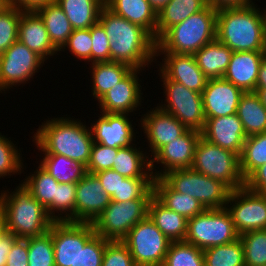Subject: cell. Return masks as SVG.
<instances>
[{"instance_id": "6da1fadb", "label": "cell", "mask_w": 266, "mask_h": 266, "mask_svg": "<svg viewBox=\"0 0 266 266\" xmlns=\"http://www.w3.org/2000/svg\"><path fill=\"white\" fill-rule=\"evenodd\" d=\"M98 22L104 27L110 41V61L144 71L145 67L157 60L156 41L141 26L115 14L105 5L99 13Z\"/></svg>"}, {"instance_id": "7a4b0ae2", "label": "cell", "mask_w": 266, "mask_h": 266, "mask_svg": "<svg viewBox=\"0 0 266 266\" xmlns=\"http://www.w3.org/2000/svg\"><path fill=\"white\" fill-rule=\"evenodd\" d=\"M252 3L217 9L216 39L232 51L266 52V10Z\"/></svg>"}, {"instance_id": "3957f363", "label": "cell", "mask_w": 266, "mask_h": 266, "mask_svg": "<svg viewBox=\"0 0 266 266\" xmlns=\"http://www.w3.org/2000/svg\"><path fill=\"white\" fill-rule=\"evenodd\" d=\"M33 137L37 150L44 155H63L86 166L89 162L94 141L90 127L81 120L68 116L48 118Z\"/></svg>"}, {"instance_id": "277c9868", "label": "cell", "mask_w": 266, "mask_h": 266, "mask_svg": "<svg viewBox=\"0 0 266 266\" xmlns=\"http://www.w3.org/2000/svg\"><path fill=\"white\" fill-rule=\"evenodd\" d=\"M2 191L0 206L5 213L7 233L26 239L44 235L50 230L54 220L22 183L13 192Z\"/></svg>"}, {"instance_id": "5b68a950", "label": "cell", "mask_w": 266, "mask_h": 266, "mask_svg": "<svg viewBox=\"0 0 266 266\" xmlns=\"http://www.w3.org/2000/svg\"><path fill=\"white\" fill-rule=\"evenodd\" d=\"M217 9L203 10L170 27L157 41L156 53L195 54L216 39Z\"/></svg>"}, {"instance_id": "8992f818", "label": "cell", "mask_w": 266, "mask_h": 266, "mask_svg": "<svg viewBox=\"0 0 266 266\" xmlns=\"http://www.w3.org/2000/svg\"><path fill=\"white\" fill-rule=\"evenodd\" d=\"M196 172L221 181L231 191L245 186L240 172V158L236 153L213 144L202 136L195 147L191 167Z\"/></svg>"}, {"instance_id": "52a82bcc", "label": "cell", "mask_w": 266, "mask_h": 266, "mask_svg": "<svg viewBox=\"0 0 266 266\" xmlns=\"http://www.w3.org/2000/svg\"><path fill=\"white\" fill-rule=\"evenodd\" d=\"M162 178L175 191L198 200L205 209L224 208L231 192L221 181L196 172L192 168L171 170Z\"/></svg>"}, {"instance_id": "ba28073f", "label": "cell", "mask_w": 266, "mask_h": 266, "mask_svg": "<svg viewBox=\"0 0 266 266\" xmlns=\"http://www.w3.org/2000/svg\"><path fill=\"white\" fill-rule=\"evenodd\" d=\"M239 238L227 209H205L188 219L185 242L201 250L234 242Z\"/></svg>"}, {"instance_id": "9c48e42d", "label": "cell", "mask_w": 266, "mask_h": 266, "mask_svg": "<svg viewBox=\"0 0 266 266\" xmlns=\"http://www.w3.org/2000/svg\"><path fill=\"white\" fill-rule=\"evenodd\" d=\"M151 198L112 201L92 223L95 233L109 241H122L131 228L148 216Z\"/></svg>"}, {"instance_id": "30bf717a", "label": "cell", "mask_w": 266, "mask_h": 266, "mask_svg": "<svg viewBox=\"0 0 266 266\" xmlns=\"http://www.w3.org/2000/svg\"><path fill=\"white\" fill-rule=\"evenodd\" d=\"M164 87L165 103L157 104L160 109L172 114L187 129L202 132L205 126L202 94L186 88L183 84L168 80L160 71ZM164 103V104H162Z\"/></svg>"}, {"instance_id": "8fae6325", "label": "cell", "mask_w": 266, "mask_h": 266, "mask_svg": "<svg viewBox=\"0 0 266 266\" xmlns=\"http://www.w3.org/2000/svg\"><path fill=\"white\" fill-rule=\"evenodd\" d=\"M136 266H162L171 241L147 216L122 240Z\"/></svg>"}, {"instance_id": "7c38bea8", "label": "cell", "mask_w": 266, "mask_h": 266, "mask_svg": "<svg viewBox=\"0 0 266 266\" xmlns=\"http://www.w3.org/2000/svg\"><path fill=\"white\" fill-rule=\"evenodd\" d=\"M225 208L239 236L246 232L266 229V195L264 193L255 192L243 186L230 192Z\"/></svg>"}, {"instance_id": "4fadbf2b", "label": "cell", "mask_w": 266, "mask_h": 266, "mask_svg": "<svg viewBox=\"0 0 266 266\" xmlns=\"http://www.w3.org/2000/svg\"><path fill=\"white\" fill-rule=\"evenodd\" d=\"M44 60L19 40L0 54V93L25 85L43 67ZM27 81V82H26ZM11 87V88H10Z\"/></svg>"}, {"instance_id": "5bb4252c", "label": "cell", "mask_w": 266, "mask_h": 266, "mask_svg": "<svg viewBox=\"0 0 266 266\" xmlns=\"http://www.w3.org/2000/svg\"><path fill=\"white\" fill-rule=\"evenodd\" d=\"M92 223L54 221L52 242L55 266H75L80 248L95 235Z\"/></svg>"}, {"instance_id": "9a60e30c", "label": "cell", "mask_w": 266, "mask_h": 266, "mask_svg": "<svg viewBox=\"0 0 266 266\" xmlns=\"http://www.w3.org/2000/svg\"><path fill=\"white\" fill-rule=\"evenodd\" d=\"M200 137V132L188 129L183 135L163 146L151 159L153 177H162L168 171L175 169L191 168L195 147ZM156 163L163 165L160 172L155 169Z\"/></svg>"}, {"instance_id": "2e32d148", "label": "cell", "mask_w": 266, "mask_h": 266, "mask_svg": "<svg viewBox=\"0 0 266 266\" xmlns=\"http://www.w3.org/2000/svg\"><path fill=\"white\" fill-rule=\"evenodd\" d=\"M155 108V109H154ZM140 120L143 134L149 143L150 159L166 144L183 135L188 129L172 114L154 107Z\"/></svg>"}, {"instance_id": "e0dca14e", "label": "cell", "mask_w": 266, "mask_h": 266, "mask_svg": "<svg viewBox=\"0 0 266 266\" xmlns=\"http://www.w3.org/2000/svg\"><path fill=\"white\" fill-rule=\"evenodd\" d=\"M127 113L100 112L99 118L90 123V129L95 143L107 147L122 148L134 144L136 138L133 120Z\"/></svg>"}, {"instance_id": "ac0fdd59", "label": "cell", "mask_w": 266, "mask_h": 266, "mask_svg": "<svg viewBox=\"0 0 266 266\" xmlns=\"http://www.w3.org/2000/svg\"><path fill=\"white\" fill-rule=\"evenodd\" d=\"M140 71L142 72L141 69H133L120 83L98 100L100 112L129 114L134 113L139 106H142L144 97L141 93Z\"/></svg>"}, {"instance_id": "d6986e66", "label": "cell", "mask_w": 266, "mask_h": 266, "mask_svg": "<svg viewBox=\"0 0 266 266\" xmlns=\"http://www.w3.org/2000/svg\"><path fill=\"white\" fill-rule=\"evenodd\" d=\"M110 202L97 176L87 173L76 183L75 222L93 223Z\"/></svg>"}, {"instance_id": "ffe728a7", "label": "cell", "mask_w": 266, "mask_h": 266, "mask_svg": "<svg viewBox=\"0 0 266 266\" xmlns=\"http://www.w3.org/2000/svg\"><path fill=\"white\" fill-rule=\"evenodd\" d=\"M163 55L160 71L168 80L183 84L186 88L202 94L208 78L197 65L193 54L156 53Z\"/></svg>"}, {"instance_id": "44dd1931", "label": "cell", "mask_w": 266, "mask_h": 266, "mask_svg": "<svg viewBox=\"0 0 266 266\" xmlns=\"http://www.w3.org/2000/svg\"><path fill=\"white\" fill-rule=\"evenodd\" d=\"M244 92L223 78L208 79L202 91L205 118H216L237 113Z\"/></svg>"}, {"instance_id": "7402d4cb", "label": "cell", "mask_w": 266, "mask_h": 266, "mask_svg": "<svg viewBox=\"0 0 266 266\" xmlns=\"http://www.w3.org/2000/svg\"><path fill=\"white\" fill-rule=\"evenodd\" d=\"M201 136L223 149L236 153L239 157L247 138L243 124L237 114L206 118Z\"/></svg>"}, {"instance_id": "603a6c76", "label": "cell", "mask_w": 266, "mask_h": 266, "mask_svg": "<svg viewBox=\"0 0 266 266\" xmlns=\"http://www.w3.org/2000/svg\"><path fill=\"white\" fill-rule=\"evenodd\" d=\"M266 52L233 51L223 79L243 92H255L260 64Z\"/></svg>"}, {"instance_id": "cb8c5ba5", "label": "cell", "mask_w": 266, "mask_h": 266, "mask_svg": "<svg viewBox=\"0 0 266 266\" xmlns=\"http://www.w3.org/2000/svg\"><path fill=\"white\" fill-rule=\"evenodd\" d=\"M18 40L44 61L59 52L53 46L42 19L34 10H24L21 13Z\"/></svg>"}, {"instance_id": "d4e9b609", "label": "cell", "mask_w": 266, "mask_h": 266, "mask_svg": "<svg viewBox=\"0 0 266 266\" xmlns=\"http://www.w3.org/2000/svg\"><path fill=\"white\" fill-rule=\"evenodd\" d=\"M115 14L145 29L156 41L157 12L148 0H104Z\"/></svg>"}, {"instance_id": "484cf974", "label": "cell", "mask_w": 266, "mask_h": 266, "mask_svg": "<svg viewBox=\"0 0 266 266\" xmlns=\"http://www.w3.org/2000/svg\"><path fill=\"white\" fill-rule=\"evenodd\" d=\"M148 217L171 242L185 240L188 220L168 209L154 195L149 201Z\"/></svg>"}, {"instance_id": "4316f807", "label": "cell", "mask_w": 266, "mask_h": 266, "mask_svg": "<svg viewBox=\"0 0 266 266\" xmlns=\"http://www.w3.org/2000/svg\"><path fill=\"white\" fill-rule=\"evenodd\" d=\"M154 196L168 209L187 220L202 213L205 207L195 198L175 191L162 177L154 178Z\"/></svg>"}, {"instance_id": "83f0119b", "label": "cell", "mask_w": 266, "mask_h": 266, "mask_svg": "<svg viewBox=\"0 0 266 266\" xmlns=\"http://www.w3.org/2000/svg\"><path fill=\"white\" fill-rule=\"evenodd\" d=\"M136 146L137 144L134 143L119 148L112 169L128 178H154L151 171V159L148 158L150 153Z\"/></svg>"}, {"instance_id": "f1b7e54d", "label": "cell", "mask_w": 266, "mask_h": 266, "mask_svg": "<svg viewBox=\"0 0 266 266\" xmlns=\"http://www.w3.org/2000/svg\"><path fill=\"white\" fill-rule=\"evenodd\" d=\"M233 51L217 39L194 54L197 65L208 79L223 78Z\"/></svg>"}, {"instance_id": "f546056e", "label": "cell", "mask_w": 266, "mask_h": 266, "mask_svg": "<svg viewBox=\"0 0 266 266\" xmlns=\"http://www.w3.org/2000/svg\"><path fill=\"white\" fill-rule=\"evenodd\" d=\"M42 19L53 46L60 51L73 32L62 8L53 1L34 10Z\"/></svg>"}, {"instance_id": "4dcf8cb0", "label": "cell", "mask_w": 266, "mask_h": 266, "mask_svg": "<svg viewBox=\"0 0 266 266\" xmlns=\"http://www.w3.org/2000/svg\"><path fill=\"white\" fill-rule=\"evenodd\" d=\"M90 80L92 81V95L97 101L112 87L120 83L133 69L120 62H96L90 63Z\"/></svg>"}, {"instance_id": "1f68e13d", "label": "cell", "mask_w": 266, "mask_h": 266, "mask_svg": "<svg viewBox=\"0 0 266 266\" xmlns=\"http://www.w3.org/2000/svg\"><path fill=\"white\" fill-rule=\"evenodd\" d=\"M21 182L32 196L46 209L48 215L56 221V187L59 182L48 174L40 165L34 173Z\"/></svg>"}, {"instance_id": "d6a6232c", "label": "cell", "mask_w": 266, "mask_h": 266, "mask_svg": "<svg viewBox=\"0 0 266 266\" xmlns=\"http://www.w3.org/2000/svg\"><path fill=\"white\" fill-rule=\"evenodd\" d=\"M207 6L206 0H170L157 13L156 41L173 25L181 23Z\"/></svg>"}, {"instance_id": "836d02e7", "label": "cell", "mask_w": 266, "mask_h": 266, "mask_svg": "<svg viewBox=\"0 0 266 266\" xmlns=\"http://www.w3.org/2000/svg\"><path fill=\"white\" fill-rule=\"evenodd\" d=\"M62 8L72 28L88 29L95 25L99 13L105 5L104 0H55Z\"/></svg>"}, {"instance_id": "e575fe53", "label": "cell", "mask_w": 266, "mask_h": 266, "mask_svg": "<svg viewBox=\"0 0 266 266\" xmlns=\"http://www.w3.org/2000/svg\"><path fill=\"white\" fill-rule=\"evenodd\" d=\"M247 137L266 132V108L255 92H244L237 107Z\"/></svg>"}, {"instance_id": "d590c367", "label": "cell", "mask_w": 266, "mask_h": 266, "mask_svg": "<svg viewBox=\"0 0 266 266\" xmlns=\"http://www.w3.org/2000/svg\"><path fill=\"white\" fill-rule=\"evenodd\" d=\"M39 165L59 183H78L88 173L86 165L63 155H44Z\"/></svg>"}, {"instance_id": "8d00e7d4", "label": "cell", "mask_w": 266, "mask_h": 266, "mask_svg": "<svg viewBox=\"0 0 266 266\" xmlns=\"http://www.w3.org/2000/svg\"><path fill=\"white\" fill-rule=\"evenodd\" d=\"M239 158L240 172L246 180L257 168L266 163V132L247 137Z\"/></svg>"}, {"instance_id": "74e56055", "label": "cell", "mask_w": 266, "mask_h": 266, "mask_svg": "<svg viewBox=\"0 0 266 266\" xmlns=\"http://www.w3.org/2000/svg\"><path fill=\"white\" fill-rule=\"evenodd\" d=\"M205 266H245L244 249L240 238L234 242L203 250Z\"/></svg>"}, {"instance_id": "f35d334b", "label": "cell", "mask_w": 266, "mask_h": 266, "mask_svg": "<svg viewBox=\"0 0 266 266\" xmlns=\"http://www.w3.org/2000/svg\"><path fill=\"white\" fill-rule=\"evenodd\" d=\"M162 266H205L203 250L185 241L171 242Z\"/></svg>"}, {"instance_id": "ab89813d", "label": "cell", "mask_w": 266, "mask_h": 266, "mask_svg": "<svg viewBox=\"0 0 266 266\" xmlns=\"http://www.w3.org/2000/svg\"><path fill=\"white\" fill-rule=\"evenodd\" d=\"M244 249L245 266H266V229L239 236Z\"/></svg>"}, {"instance_id": "60d3db41", "label": "cell", "mask_w": 266, "mask_h": 266, "mask_svg": "<svg viewBox=\"0 0 266 266\" xmlns=\"http://www.w3.org/2000/svg\"><path fill=\"white\" fill-rule=\"evenodd\" d=\"M27 245L28 266H55L52 224L46 234L27 238Z\"/></svg>"}, {"instance_id": "b9f144b4", "label": "cell", "mask_w": 266, "mask_h": 266, "mask_svg": "<svg viewBox=\"0 0 266 266\" xmlns=\"http://www.w3.org/2000/svg\"><path fill=\"white\" fill-rule=\"evenodd\" d=\"M10 139L0 132V178L24 173L21 150Z\"/></svg>"}, {"instance_id": "7bdbcfd3", "label": "cell", "mask_w": 266, "mask_h": 266, "mask_svg": "<svg viewBox=\"0 0 266 266\" xmlns=\"http://www.w3.org/2000/svg\"><path fill=\"white\" fill-rule=\"evenodd\" d=\"M154 178H128L120 182L118 195H112V201L125 202L139 198H152Z\"/></svg>"}, {"instance_id": "ee69618b", "label": "cell", "mask_w": 266, "mask_h": 266, "mask_svg": "<svg viewBox=\"0 0 266 266\" xmlns=\"http://www.w3.org/2000/svg\"><path fill=\"white\" fill-rule=\"evenodd\" d=\"M24 10L8 6L0 12V54L18 40V24Z\"/></svg>"}, {"instance_id": "f6af8a7d", "label": "cell", "mask_w": 266, "mask_h": 266, "mask_svg": "<svg viewBox=\"0 0 266 266\" xmlns=\"http://www.w3.org/2000/svg\"><path fill=\"white\" fill-rule=\"evenodd\" d=\"M75 198L76 183H59L56 187V221L75 222Z\"/></svg>"}, {"instance_id": "bcb514c9", "label": "cell", "mask_w": 266, "mask_h": 266, "mask_svg": "<svg viewBox=\"0 0 266 266\" xmlns=\"http://www.w3.org/2000/svg\"><path fill=\"white\" fill-rule=\"evenodd\" d=\"M110 241L95 234L78 251L75 266H102L104 250Z\"/></svg>"}, {"instance_id": "7dc6e473", "label": "cell", "mask_w": 266, "mask_h": 266, "mask_svg": "<svg viewBox=\"0 0 266 266\" xmlns=\"http://www.w3.org/2000/svg\"><path fill=\"white\" fill-rule=\"evenodd\" d=\"M92 44L91 27L88 29H75L60 51L64 52L68 48L69 52L79 60L91 62Z\"/></svg>"}, {"instance_id": "c3c4849f", "label": "cell", "mask_w": 266, "mask_h": 266, "mask_svg": "<svg viewBox=\"0 0 266 266\" xmlns=\"http://www.w3.org/2000/svg\"><path fill=\"white\" fill-rule=\"evenodd\" d=\"M119 148L107 147L99 143H93L90 159L86 166L87 172H96L112 169Z\"/></svg>"}, {"instance_id": "681fc988", "label": "cell", "mask_w": 266, "mask_h": 266, "mask_svg": "<svg viewBox=\"0 0 266 266\" xmlns=\"http://www.w3.org/2000/svg\"><path fill=\"white\" fill-rule=\"evenodd\" d=\"M102 266H136L128 247L122 241H110L104 250Z\"/></svg>"}, {"instance_id": "f907efd6", "label": "cell", "mask_w": 266, "mask_h": 266, "mask_svg": "<svg viewBox=\"0 0 266 266\" xmlns=\"http://www.w3.org/2000/svg\"><path fill=\"white\" fill-rule=\"evenodd\" d=\"M92 49L91 62L110 61V41L104 27L97 22L91 27Z\"/></svg>"}, {"instance_id": "816d5d0a", "label": "cell", "mask_w": 266, "mask_h": 266, "mask_svg": "<svg viewBox=\"0 0 266 266\" xmlns=\"http://www.w3.org/2000/svg\"><path fill=\"white\" fill-rule=\"evenodd\" d=\"M6 266H28L27 238H17L7 255Z\"/></svg>"}, {"instance_id": "f5cc1de1", "label": "cell", "mask_w": 266, "mask_h": 266, "mask_svg": "<svg viewBox=\"0 0 266 266\" xmlns=\"http://www.w3.org/2000/svg\"><path fill=\"white\" fill-rule=\"evenodd\" d=\"M94 174L101 182L104 191H106L110 197L112 195H118V187L120 186V182H123V180L126 178L113 169L96 172Z\"/></svg>"}, {"instance_id": "db71d44e", "label": "cell", "mask_w": 266, "mask_h": 266, "mask_svg": "<svg viewBox=\"0 0 266 266\" xmlns=\"http://www.w3.org/2000/svg\"><path fill=\"white\" fill-rule=\"evenodd\" d=\"M245 186L255 192L266 191V163L257 168L246 180Z\"/></svg>"}, {"instance_id": "11a10c76", "label": "cell", "mask_w": 266, "mask_h": 266, "mask_svg": "<svg viewBox=\"0 0 266 266\" xmlns=\"http://www.w3.org/2000/svg\"><path fill=\"white\" fill-rule=\"evenodd\" d=\"M16 239L17 237L9 233L0 239V266H6L7 255Z\"/></svg>"}, {"instance_id": "9f6ffc18", "label": "cell", "mask_w": 266, "mask_h": 266, "mask_svg": "<svg viewBox=\"0 0 266 266\" xmlns=\"http://www.w3.org/2000/svg\"><path fill=\"white\" fill-rule=\"evenodd\" d=\"M207 5L215 9L228 8V7H241L252 3L253 0H206Z\"/></svg>"}, {"instance_id": "6f0895ef", "label": "cell", "mask_w": 266, "mask_h": 266, "mask_svg": "<svg viewBox=\"0 0 266 266\" xmlns=\"http://www.w3.org/2000/svg\"><path fill=\"white\" fill-rule=\"evenodd\" d=\"M256 88H266V55L264 56L259 67Z\"/></svg>"}, {"instance_id": "680465c9", "label": "cell", "mask_w": 266, "mask_h": 266, "mask_svg": "<svg viewBox=\"0 0 266 266\" xmlns=\"http://www.w3.org/2000/svg\"><path fill=\"white\" fill-rule=\"evenodd\" d=\"M55 0H26V10H35L40 6L51 3Z\"/></svg>"}, {"instance_id": "91938a15", "label": "cell", "mask_w": 266, "mask_h": 266, "mask_svg": "<svg viewBox=\"0 0 266 266\" xmlns=\"http://www.w3.org/2000/svg\"><path fill=\"white\" fill-rule=\"evenodd\" d=\"M7 234L6 218L3 208L0 206V239Z\"/></svg>"}, {"instance_id": "94428289", "label": "cell", "mask_w": 266, "mask_h": 266, "mask_svg": "<svg viewBox=\"0 0 266 266\" xmlns=\"http://www.w3.org/2000/svg\"><path fill=\"white\" fill-rule=\"evenodd\" d=\"M151 6L158 13L170 0H148Z\"/></svg>"}, {"instance_id": "6125c7cd", "label": "cell", "mask_w": 266, "mask_h": 266, "mask_svg": "<svg viewBox=\"0 0 266 266\" xmlns=\"http://www.w3.org/2000/svg\"><path fill=\"white\" fill-rule=\"evenodd\" d=\"M8 6H17L22 10H26V0H6Z\"/></svg>"}, {"instance_id": "be15d7a7", "label": "cell", "mask_w": 266, "mask_h": 266, "mask_svg": "<svg viewBox=\"0 0 266 266\" xmlns=\"http://www.w3.org/2000/svg\"><path fill=\"white\" fill-rule=\"evenodd\" d=\"M255 93L260 98L262 105L266 108V88H255Z\"/></svg>"}, {"instance_id": "e7e4bbea", "label": "cell", "mask_w": 266, "mask_h": 266, "mask_svg": "<svg viewBox=\"0 0 266 266\" xmlns=\"http://www.w3.org/2000/svg\"><path fill=\"white\" fill-rule=\"evenodd\" d=\"M7 7H8V4L6 0H0V12H2Z\"/></svg>"}]
</instances>
